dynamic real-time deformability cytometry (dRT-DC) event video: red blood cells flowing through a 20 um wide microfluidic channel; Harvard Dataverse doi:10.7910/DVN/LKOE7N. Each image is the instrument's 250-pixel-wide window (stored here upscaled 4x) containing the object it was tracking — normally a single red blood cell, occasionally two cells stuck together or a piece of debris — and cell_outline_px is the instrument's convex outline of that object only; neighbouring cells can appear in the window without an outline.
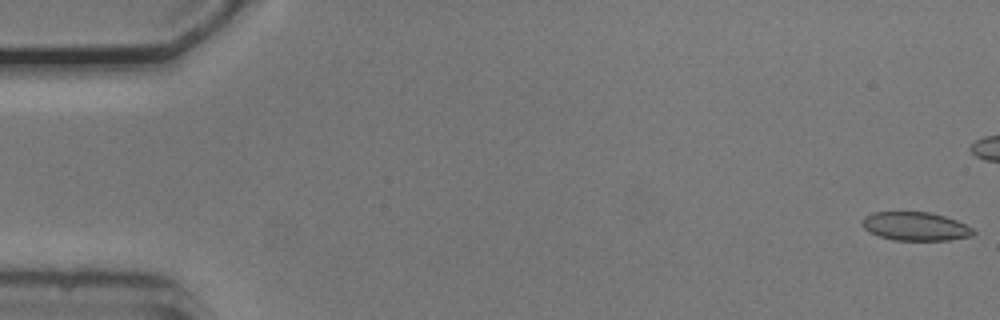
{"species": "common noctule bat (a hibernating species)", "species_latin": "Nyctalus noctula", "temperature_condition": "cold", "stored_images_in_passage": 15, "camera_frame_rate_fps": 3000, "um_per_image_px": 0.085, "animal": {"sex": "male", "body_mass_g": 20.5, "forearm_length_mm": 52.5}, "frame": {"image": 1, "passage_image": 1, "time_ms": 0.0, "image_size_px": [1000, 320], "cell_outline_px": [[976, 232], [972, 236], [948, 240], [892, 240], [868, 232], [860, 224], [860, 220], [864, 216], [872, 212], [932, 212], [956, 220], [972, 228]], "centroid_in_image_um": [77.77, 19.23], "position_along_channel_um": 7.2, "area_um2": 18.67}}